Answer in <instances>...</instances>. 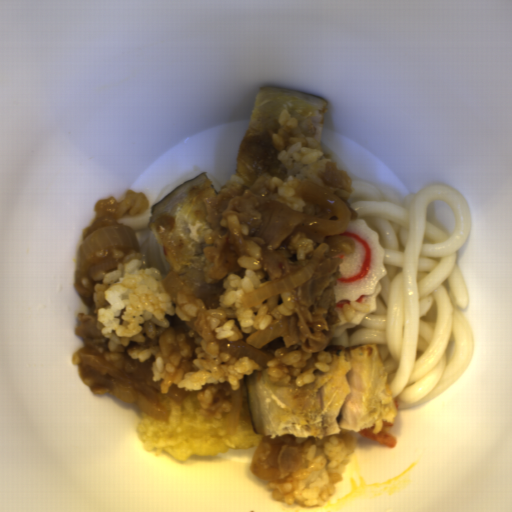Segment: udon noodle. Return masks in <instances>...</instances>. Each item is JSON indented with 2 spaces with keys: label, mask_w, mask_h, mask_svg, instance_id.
<instances>
[{
  "label": "udon noodle",
  "mask_w": 512,
  "mask_h": 512,
  "mask_svg": "<svg viewBox=\"0 0 512 512\" xmlns=\"http://www.w3.org/2000/svg\"><path fill=\"white\" fill-rule=\"evenodd\" d=\"M444 200L457 220L450 236L428 222L431 200ZM356 218L378 233L386 275L376 310L327 345L374 344L387 374L395 412L420 407L448 391L472 361L473 334L462 310L468 289L457 262L470 212L461 192L431 184L401 202L395 190L350 180L346 199ZM326 345V346H327Z\"/></svg>",
  "instance_id": "obj_1"
},
{
  "label": "udon noodle",
  "mask_w": 512,
  "mask_h": 512,
  "mask_svg": "<svg viewBox=\"0 0 512 512\" xmlns=\"http://www.w3.org/2000/svg\"><path fill=\"white\" fill-rule=\"evenodd\" d=\"M201 173H205L211 186L219 194V192L222 190L215 176L212 175L205 168L195 169L192 171H188L167 183L163 187V189L148 203L147 210L144 213L130 215L127 212L119 219L114 218L118 224H123L131 227L136 236L138 247L143 254L144 262L147 268L159 269L161 276L164 279L171 273V271L169 269L168 263L166 261L165 255L163 253L156 233L152 231L148 226L149 218L151 216V209L156 203H158L173 189L185 183L186 181L195 178Z\"/></svg>",
  "instance_id": "obj_2"
}]
</instances>
